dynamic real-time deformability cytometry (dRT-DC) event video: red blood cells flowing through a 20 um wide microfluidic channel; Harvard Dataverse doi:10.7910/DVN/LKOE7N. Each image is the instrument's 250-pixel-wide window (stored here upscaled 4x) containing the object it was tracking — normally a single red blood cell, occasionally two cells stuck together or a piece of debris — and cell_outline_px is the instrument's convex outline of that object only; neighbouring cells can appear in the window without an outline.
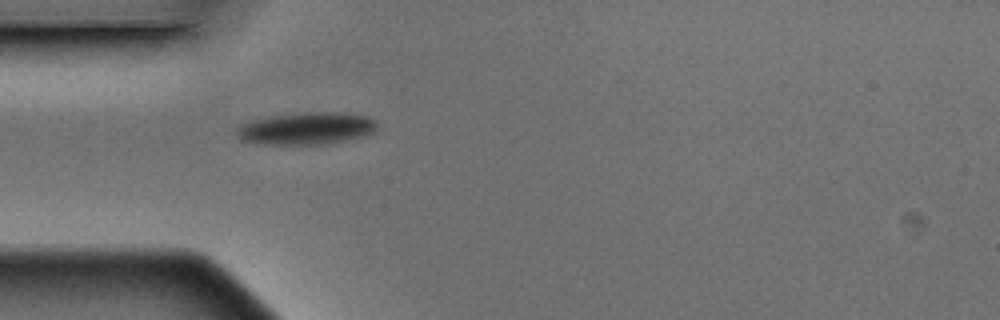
{"species": "Egyptian fruit bat (a non-hibernating species)", "species_latin": "Rousettus aegyptiacus", "temperature_condition": "warm", "stored_images_in_passage": 1, "camera_frame_rate_fps": 3000, "um_per_image_px": 0.085, "animal": {"sex": "male"}, "frame": {"image": 1, "passage_image": 1, "time_ms": 0.0, "image_size_px": [1000, 320], "cell_outline_px": [[376, 128], [368, 136], [348, 140], [324, 144], [260, 144], [240, 140], [236, 136], [236, 132], [244, 124], [252, 120], [272, 116], [308, 112], [336, 112], [368, 116], [376, 120]], "centroid_in_image_um": [26.09, 10.93], "position_along_channel_um": 58.9, "area_um2": 26.3}}